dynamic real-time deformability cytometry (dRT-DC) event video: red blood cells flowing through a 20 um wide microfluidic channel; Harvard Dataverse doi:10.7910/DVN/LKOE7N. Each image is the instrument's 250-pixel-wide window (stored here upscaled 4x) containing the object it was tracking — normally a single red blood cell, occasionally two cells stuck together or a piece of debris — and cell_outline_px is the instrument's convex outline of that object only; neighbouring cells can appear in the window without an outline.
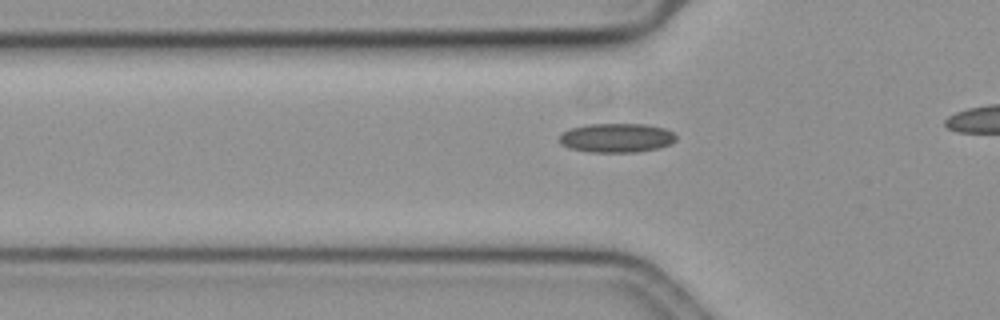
{"species": "common noctule bat (a hibernating species)", "species_latin": "Nyctalus noctula", "temperature_condition": "cold", "stored_images_in_passage": 25, "camera_frame_rate_fps": 3000, "um_per_image_px": 0.085, "animal": {"sex": "female", "body_mass_g": 19.3, "forearm_length_mm": 54.1}, "frame": {"image": 1, "passage_image": 2, "time_ms": 0.333, "image_size_px": [1000, 320], "cell_outline_px": [[676, 140], [668, 144], [656, 148], [636, 152], [588, 152], [568, 148], [560, 144], [560, 136], [564, 132], [572, 128], [584, 124], [644, 124], [664, 128], [672, 132], [676, 136]], "centroid_in_image_um": [52.37, 11.72], "position_along_channel_um": 73.4, "area_um2": 19.71}}
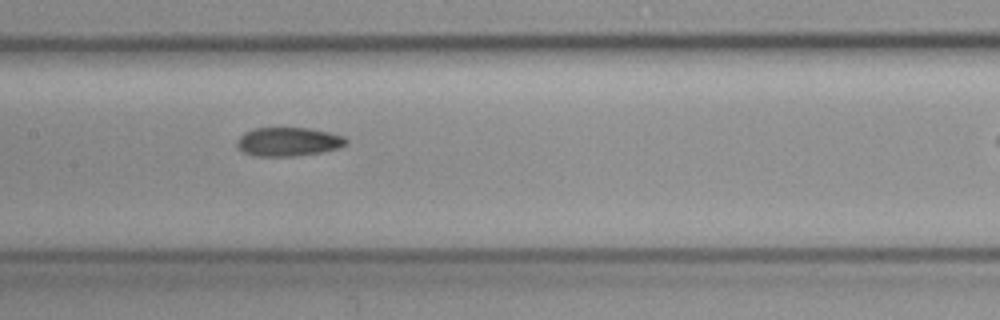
{"frame": {"image": 2, "passage_image": 11, "time_ms": 3.333, "image_size_px": [1000, 320], "cell_outline_px": [[348, 140], [340, 148], [320, 152], [292, 156], [256, 156], [244, 152], [236, 144], [236, 140], [244, 132], [252, 128], [312, 128], [344, 136]], "centroid_in_image_um": [24.49, 12.03], "position_along_channel_um": 182.9, "area_um2": 18.26}}
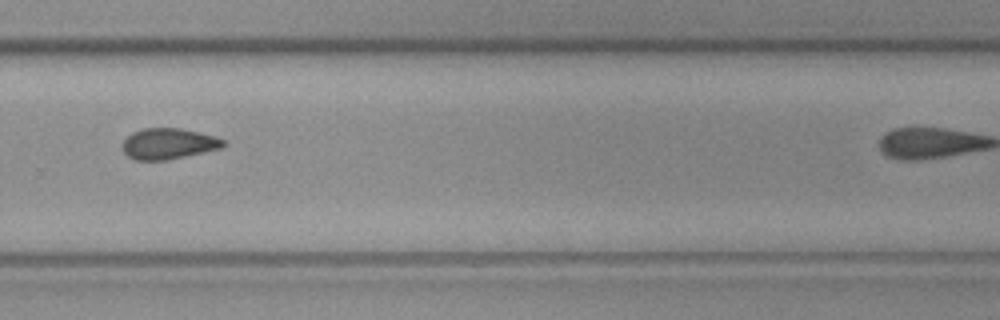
{"frame": {"image": 3, "passage_image": 22, "time_ms": 7.0, "image_size_px": [1000, 320], "cell_outline_px": [[228, 144], [220, 148], [184, 156], [164, 160], [132, 160], [124, 152], [124, 140], [132, 132], [144, 128], [180, 128], [216, 136], [224, 140]], "centroid_in_image_um": [14.33, 12.21], "position_along_channel_um": 315.5, "area_um2": 17.98}}